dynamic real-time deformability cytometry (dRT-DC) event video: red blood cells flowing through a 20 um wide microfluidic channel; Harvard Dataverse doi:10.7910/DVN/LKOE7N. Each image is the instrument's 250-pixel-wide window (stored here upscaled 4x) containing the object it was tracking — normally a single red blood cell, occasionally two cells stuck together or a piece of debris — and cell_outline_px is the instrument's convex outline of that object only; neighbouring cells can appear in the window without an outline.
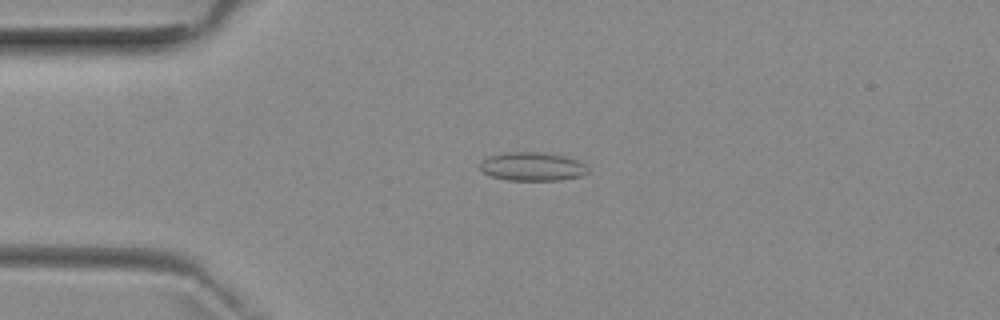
{"species": "common noctule bat (a hibernating species)", "species_latin": "Nyctalus noctula", "temperature_condition": "room temperature", "stored_images_in_passage": 6, "camera_frame_rate_fps": 3000, "um_per_image_px": 0.085, "animal": {"sex": "female", "body_mass_g": 29.2, "forearm_length_mm": 56.3}, "frame": {"image": 1, "passage_image": 2, "time_ms": 1.0, "image_size_px": [1000, 320], "cell_outline_px": [[588, 172], [580, 176], [560, 180], [508, 180], [492, 176], [484, 172], [480, 168], [480, 164], [488, 156], [504, 152], [536, 152], [564, 156], [576, 160], [584, 164], [588, 168]], "centroid_in_image_um": [45.24, 14.16], "position_along_channel_um": 39.8, "area_um2": 17.74}}
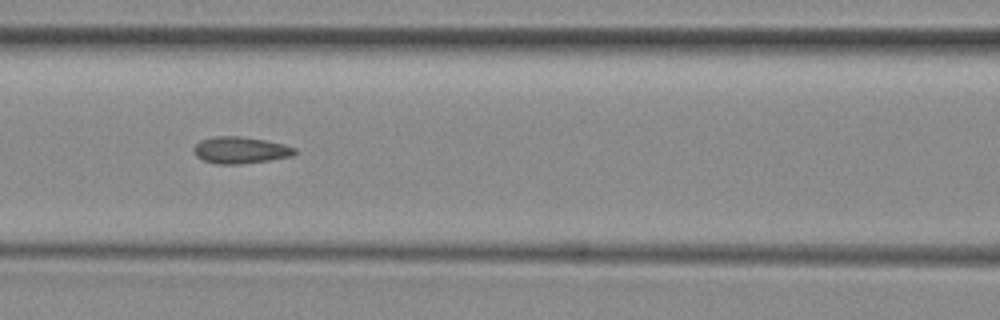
{"frame": {"image": 2, "passage_image": 5, "time_ms": 4.333, "image_size_px": [1000, 320], "cell_outline_px": [[296, 152], [292, 156], [268, 160], [240, 164], [216, 164], [204, 160], [196, 156], [192, 148], [200, 140], [216, 136], [240, 136], [264, 140], [284, 144], [296, 148]], "centroid_in_image_um": [20.41, 12.76], "position_along_channel_um": 146.2, "area_um2": 15.66}}
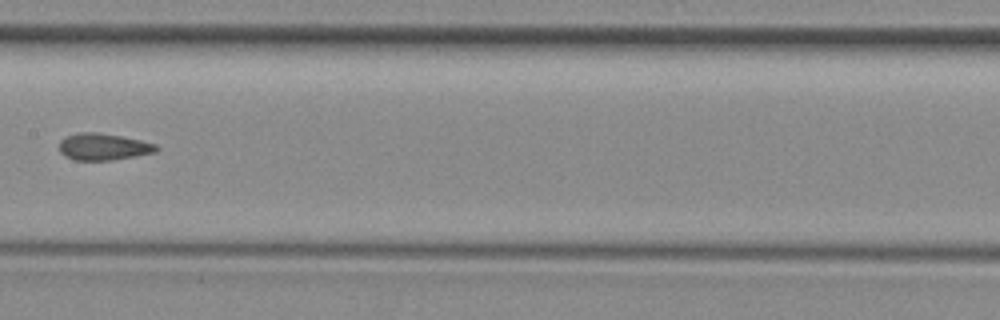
{"frame": {"image": 3, "passage_image": 6, "time_ms": 5.667, "image_size_px": [1000, 320], "cell_outline_px": [[160, 148], [156, 152], [136, 156], [112, 160], [76, 160], [64, 156], [60, 152], [60, 140], [64, 136], [76, 132], [100, 132], [140, 140], [156, 144]], "centroid_in_image_um": [8.77, 12.46], "position_along_channel_um": 198.6, "area_um2": 15.32}}